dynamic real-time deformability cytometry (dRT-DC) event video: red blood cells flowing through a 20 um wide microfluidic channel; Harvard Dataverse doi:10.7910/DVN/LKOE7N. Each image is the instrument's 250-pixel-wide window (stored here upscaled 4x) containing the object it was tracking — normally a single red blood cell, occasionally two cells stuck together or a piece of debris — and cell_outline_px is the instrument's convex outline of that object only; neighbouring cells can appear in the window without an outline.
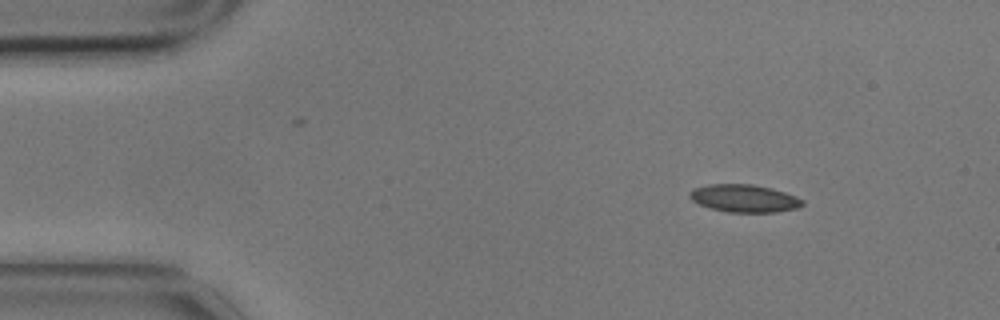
{"species": "common noctule bat (a hibernating species)", "species_latin": "Nyctalus noctula", "temperature_condition": "cold", "stored_images_in_passage": 5, "camera_frame_rate_fps": 3000, "um_per_image_px": 0.085, "animal": {"sex": "male", "body_mass_g": 17.9}, "frame": {"image": 1, "passage_image": 1, "time_ms": 0.0, "image_size_px": [1000, 320], "cell_outline_px": [[804, 204], [796, 208], [776, 212], [728, 212], [712, 208], [700, 204], [692, 200], [688, 196], [688, 192], [692, 188], [708, 184], [752, 184], [772, 188], [796, 196], [804, 200]], "centroid_in_image_um": [63.24, 16.85], "position_along_channel_um": 21.8, "area_um2": 18.21}}
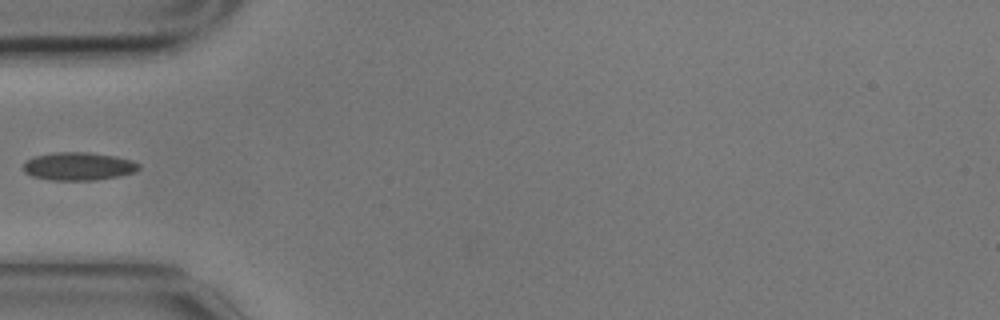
{"frame": {"image": 2, "passage_image": 4, "time_ms": 1.0, "image_size_px": [1000, 320], "cell_outline_px": [[140, 168], [136, 172], [96, 180], [52, 180], [32, 176], [24, 172], [24, 160], [36, 156], [56, 152], [88, 152], [116, 156], [132, 160], [140, 164]], "centroid_in_image_um": [6.68, 14.13], "position_along_channel_um": 78.3, "area_um2": 18.9}}